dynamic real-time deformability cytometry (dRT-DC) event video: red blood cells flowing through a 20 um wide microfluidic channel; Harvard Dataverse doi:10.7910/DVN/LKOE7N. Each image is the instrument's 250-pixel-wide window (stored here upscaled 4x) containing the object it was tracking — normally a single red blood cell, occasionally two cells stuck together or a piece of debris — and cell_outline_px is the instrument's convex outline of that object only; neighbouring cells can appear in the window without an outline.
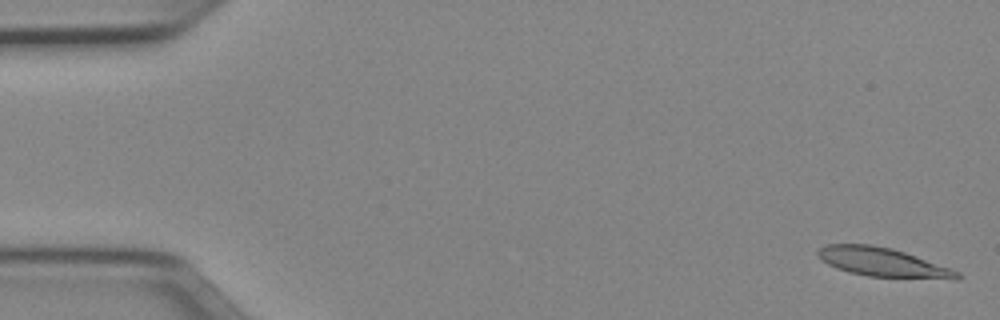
{"species": "Egyptian fruit bat (a non-hibernating species)", "species_latin": "Rousettus aegyptiacus", "temperature_condition": "cold", "stored_images_in_passage": 51, "camera_frame_rate_fps": 3000, "um_per_image_px": 0.085, "animal": {"sex": "female"}, "frame": {"image": 1, "passage_image": 1, "time_ms": 0.0, "image_size_px": [1000, 320], "cell_outline_px": [[960, 276], [956, 280], [868, 276], [848, 272], [836, 268], [828, 264], [816, 252], [824, 244], [872, 244], [892, 248], [952, 268], [960, 272]], "centroid_in_image_um": [75.08, 22.3], "position_along_channel_um": 9.9, "area_um2": 23.58}}
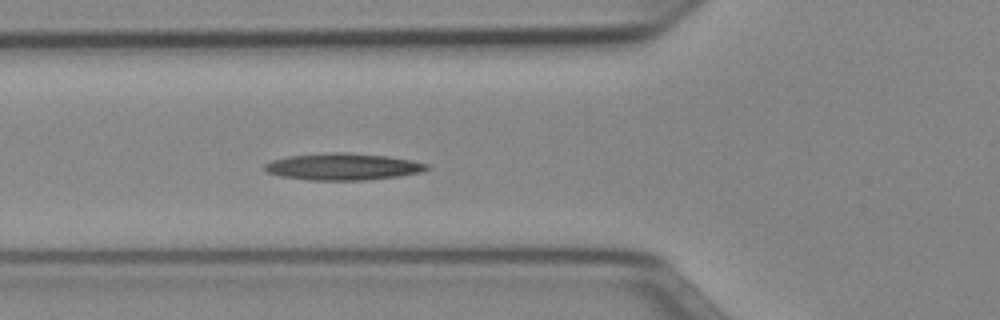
{"frame": {"image": 2, "passage_image": 18, "time_ms": 5.667, "image_size_px": [1000, 320], "cell_outline_px": [[428, 168], [420, 172], [396, 176], [364, 180], [308, 180], [280, 176], [268, 172], [264, 168], [264, 164], [272, 160], [288, 156], [332, 152], [344, 152], [388, 156], [412, 160], [428, 164]], "centroid_in_image_um": [29.11, 14.16], "position_along_channel_um": 96.7, "area_um2": 25.14}}
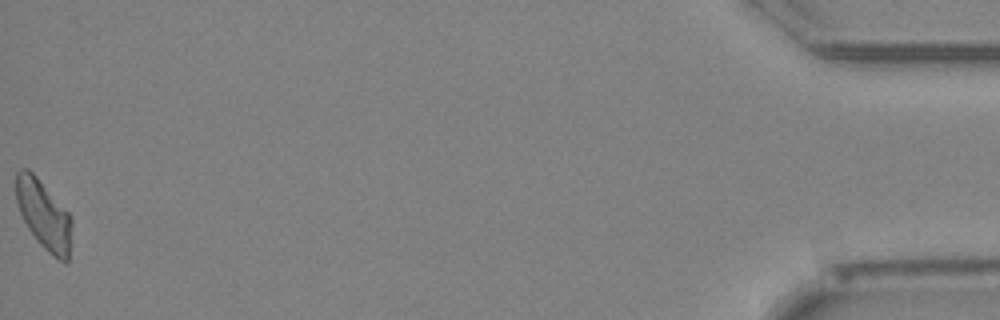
{"frame": {"image": 3, "passage_image": 51, "time_ms": 16.667, "image_size_px": [1000, 320], "cell_outline_px": [[72, 244], [68, 264], [64, 264], [48, 252], [36, 240], [28, 228], [20, 212], [16, 200], [16, 172], [20, 168], [28, 168], [36, 176], [72, 216]], "centroid_in_image_um": [3.76, 18.31], "position_along_channel_um": 431.4, "area_um2": 22.77}, "authors_computed_cell_mechanics": {"area_um2": 23.3512, "velocity_mm_per_s": 3.9404, "shape_relaxation_time_tau1_ms": null, "shape_relaxation_time_tau2_ms": 7.8197, "deformation_change_tau1": null, "deformation_change_tau2": 0.2035}}